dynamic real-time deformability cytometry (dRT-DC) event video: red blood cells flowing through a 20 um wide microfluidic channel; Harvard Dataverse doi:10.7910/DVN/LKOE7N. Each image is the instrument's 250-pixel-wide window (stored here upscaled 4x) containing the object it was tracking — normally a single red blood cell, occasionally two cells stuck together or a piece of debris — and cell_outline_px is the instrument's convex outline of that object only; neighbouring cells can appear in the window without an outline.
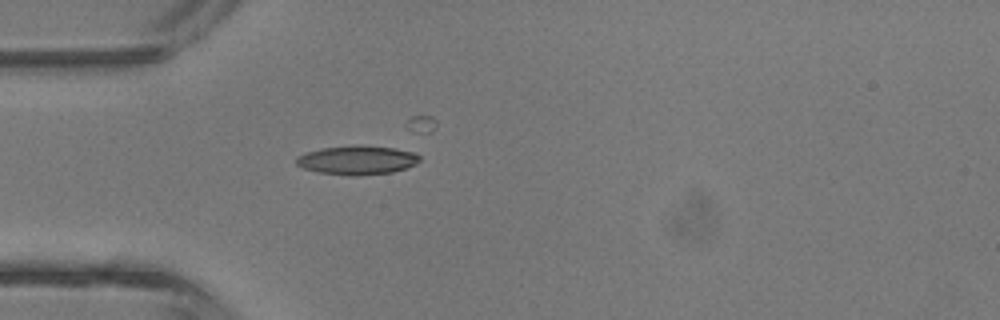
{"species": "common noctule bat (a hibernating species)", "species_latin": "Nyctalus noctula", "temperature_condition": "room temperature", "stored_images_in_passage": 1, "camera_frame_rate_fps": 3000, "um_per_image_px": 0.085, "animal": {"sex": "male", "body_mass_g": 13.3}, "frame": {"image": 1, "passage_image": 1, "time_ms": 0.0, "image_size_px": [1000, 320], "cell_outline_px": [[420, 160], [416, 164], [392, 172], [352, 176], [320, 172], [304, 168], [296, 164], [296, 156], [320, 148], [356, 144], [364, 144], [396, 148], [416, 152], [420, 156]], "centroid_in_image_um": [30.39, 13.58], "position_along_channel_um": 54.6, "area_um2": 21.04}}